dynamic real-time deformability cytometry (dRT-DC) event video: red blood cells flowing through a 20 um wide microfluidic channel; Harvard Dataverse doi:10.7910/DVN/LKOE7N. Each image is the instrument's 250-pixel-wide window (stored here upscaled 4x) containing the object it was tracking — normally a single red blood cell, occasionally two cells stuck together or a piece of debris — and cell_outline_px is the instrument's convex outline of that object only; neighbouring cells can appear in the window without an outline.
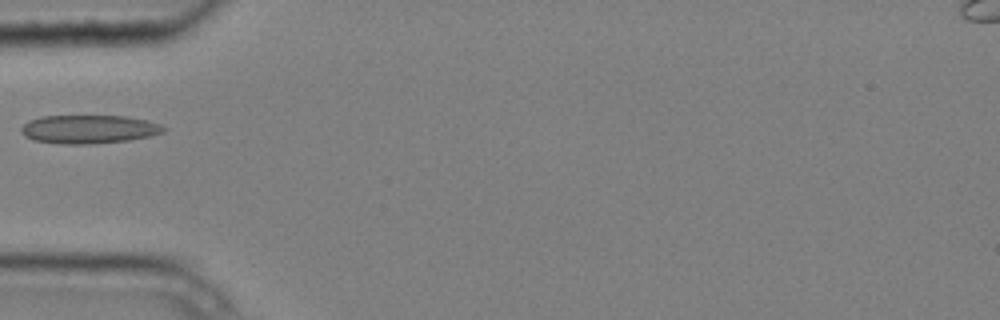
{"species": "common noctule bat (a hibernating species)", "species_latin": "Nyctalus noctula", "temperature_condition": "cold", "stored_images_in_passage": 6, "camera_frame_rate_fps": 3000, "um_per_image_px": 0.085, "animal": {"sex": "male", "body_mass_g": 20.4}, "frame": {"image": 1, "passage_image": 5, "time_ms": 1.333, "image_size_px": [1000, 320], "cell_outline_px": [[168, 128], [164, 132], [152, 136], [128, 140], [92, 144], [60, 144], [32, 140], [24, 136], [20, 132], [20, 128], [28, 120], [40, 116], [124, 116], [144, 120], [160, 124]], "centroid_in_image_um": [7.52, 10.99], "position_along_channel_um": 77.5, "area_um2": 23.87}}
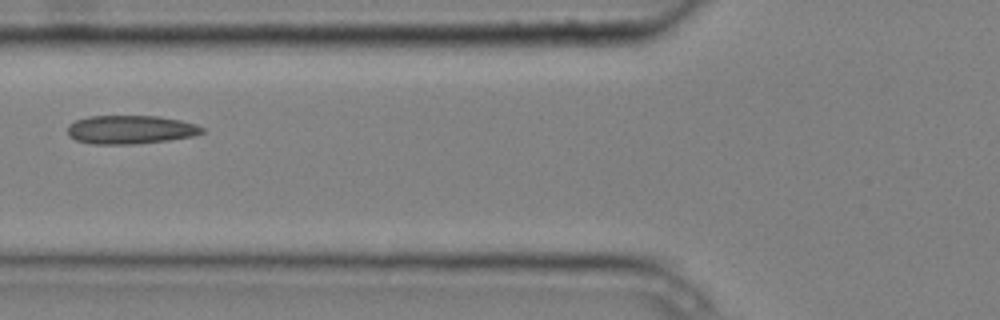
{"frame": {"image": 2, "passage_image": 6, "time_ms": 1.667, "image_size_px": [1000, 320], "cell_outline_px": [[204, 132], [192, 136], [168, 140], [136, 144], [92, 144], [76, 140], [68, 136], [68, 124], [76, 120], [88, 116], [160, 116], [180, 120], [196, 124], [204, 128]], "centroid_in_image_um": [11.07, 11.01], "position_along_channel_um": 114.7, "area_um2": 22.48}}